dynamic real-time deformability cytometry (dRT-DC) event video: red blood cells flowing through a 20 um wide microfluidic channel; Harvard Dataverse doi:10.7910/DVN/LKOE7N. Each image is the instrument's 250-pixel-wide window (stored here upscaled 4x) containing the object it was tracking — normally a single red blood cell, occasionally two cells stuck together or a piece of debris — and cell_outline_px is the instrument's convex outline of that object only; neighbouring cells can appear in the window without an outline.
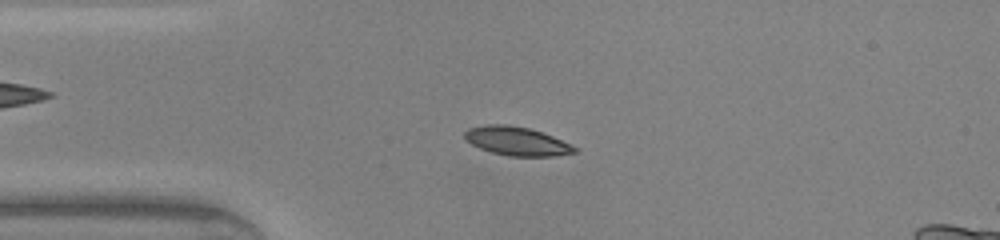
{"species": "common noctule bat (a hibernating species)", "species_latin": "Nyctalus noctula", "temperature_condition": "warm", "stored_images_in_passage": 46, "camera_frame_rate_fps": 3000, "um_per_image_px": 0.085, "animal": {"sex": "male", "body_mass_g": 20.0, "forearm_length_mm": 53.3}, "frame": {"image": 1, "passage_image": 10, "time_ms": 3.0, "image_size_px": [1000, 240], "cell_outline_px": [[576, 152], [552, 156], [508, 156], [492, 152], [480, 148], [464, 140], [464, 132], [468, 128], [484, 124], [508, 124], [528, 128], [552, 136], [576, 148]], "centroid_in_image_um": [43.84, 11.98], "position_along_channel_um": 41.2, "area_um2": 18.21}}
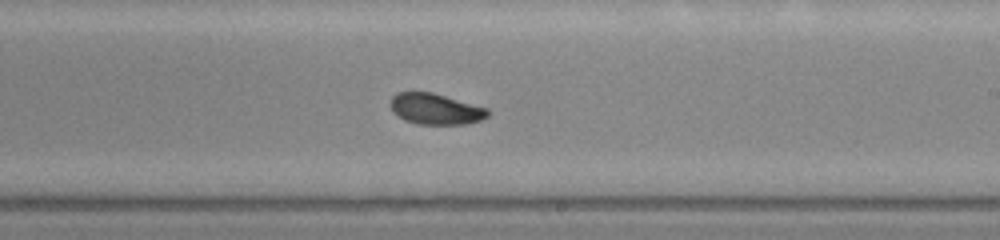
{"frame": {"image": 2, "passage_image": 26, "time_ms": 8.333, "image_size_px": [1000, 240], "cell_outline_px": [[488, 116], [480, 120], [464, 124], [420, 124], [404, 120], [388, 104], [392, 96], [396, 92], [432, 92], [488, 108]], "centroid_in_image_um": [37.01, 9.25], "position_along_channel_um": 252.0, "area_um2": 17.4}}
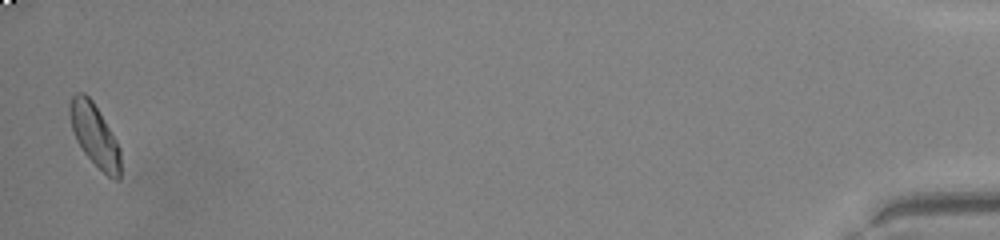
{"frame": {"image": 3, "passage_image": 45, "time_ms": 14.667, "image_size_px": [1000, 240], "cell_outline_px": [[120, 180], [116, 180], [108, 176], [84, 152], [76, 140], [72, 128], [68, 112], [68, 108], [72, 96], [76, 92], [84, 92], [92, 100], [116, 140], [120, 148]], "centroid_in_image_um": [8.03, 11.46], "position_along_channel_um": 427.2, "area_um2": 18.21}, "authors_computed_cell_mechanics": {"area_um2": 17.9469, "velocity_mm_per_s": 4.3207, "shape_relaxation_time_tau1_ms": 3.1584, "shape_relaxation_time_tau2_ms": 2.4168, "deformation_change_tau1": 0.1184, "deformation_change_tau2": 0.0536}}